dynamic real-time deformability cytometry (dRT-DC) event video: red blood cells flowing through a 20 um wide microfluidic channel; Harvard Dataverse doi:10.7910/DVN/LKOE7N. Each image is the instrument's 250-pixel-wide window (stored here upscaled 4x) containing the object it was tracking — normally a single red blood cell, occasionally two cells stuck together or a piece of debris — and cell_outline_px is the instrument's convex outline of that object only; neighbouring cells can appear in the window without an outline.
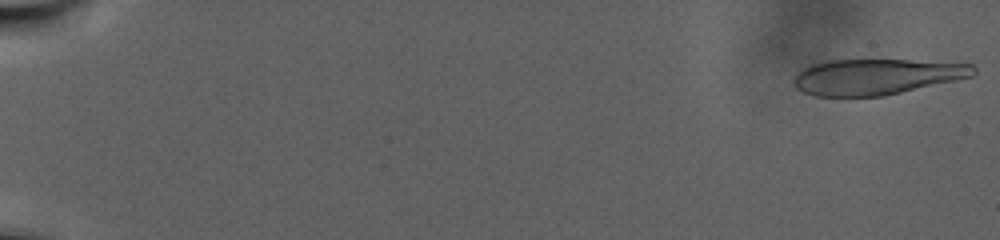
{"species": "human", "species_latin": "Homo sapiens", "temperature_condition": "warm", "stored_images_in_passage": 104, "camera_frame_rate_fps": 3000, "um_per_image_px": 0.085, "donor": {"sex": "male"}, "frame": {"image": 1, "passage_image": 2, "time_ms": 0.333, "image_size_px": [1000, 240], "cell_outline_px": [[976, 72], [972, 76], [956, 80], [884, 96], [816, 96], [804, 92], [796, 88], [792, 84], [792, 80], [808, 64], [824, 60], [908, 60], [972, 64], [976, 68]], "centroid_in_image_um": [74.46, 6.52], "position_along_channel_um": 10.5, "area_um2": 37.45}}
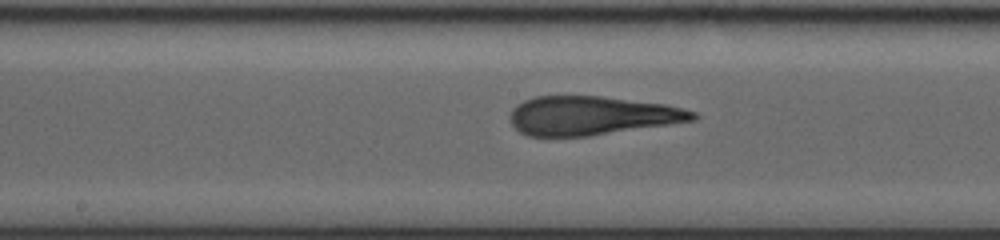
{"frame": {"image": 2, "passage_image": 59, "time_ms": 19.333, "image_size_px": [1000, 240], "cell_outline_px": [[700, 116], [696, 120], [588, 136], [528, 136], [520, 132], [512, 124], [508, 116], [512, 108], [516, 104], [524, 100], [536, 96], [600, 96], [664, 104], [684, 108], [696, 112]], "centroid_in_image_um": [50.27, 9.82], "position_along_channel_um": 197.9, "area_um2": 41.38}}
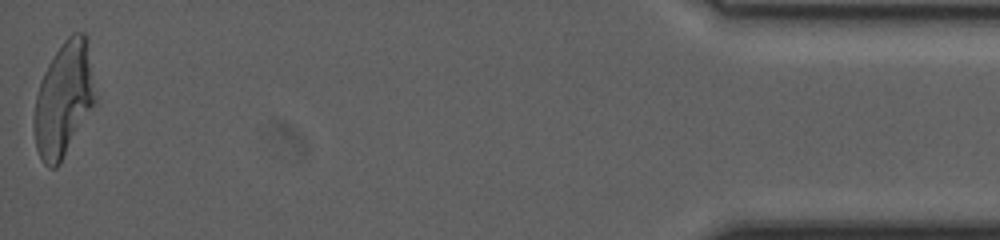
{"frame": {"image": 3, "passage_image": 104, "time_ms": 34.333, "image_size_px": [1000, 240], "cell_outline_px": [[96, 104], [60, 164], [56, 168], [48, 168], [40, 160], [36, 148], [32, 124], [32, 120], [36, 96], [40, 80], [48, 64], [64, 40], [72, 32], [84, 32], [88, 36], [96, 96]], "centroid_in_image_um": [5.42, 8.46], "position_along_channel_um": 429.8, "area_um2": 41.73}, "authors_computed_cell_mechanics": {"area_um2": 41.3848, "velocity_mm_per_s": 2.0649, "shape_relaxation_time_tau1_ms": null, "shape_relaxation_time_tau2_ms": 2.4373, "deformation_change_tau1": null, "deformation_change_tau2": 0.1211}}